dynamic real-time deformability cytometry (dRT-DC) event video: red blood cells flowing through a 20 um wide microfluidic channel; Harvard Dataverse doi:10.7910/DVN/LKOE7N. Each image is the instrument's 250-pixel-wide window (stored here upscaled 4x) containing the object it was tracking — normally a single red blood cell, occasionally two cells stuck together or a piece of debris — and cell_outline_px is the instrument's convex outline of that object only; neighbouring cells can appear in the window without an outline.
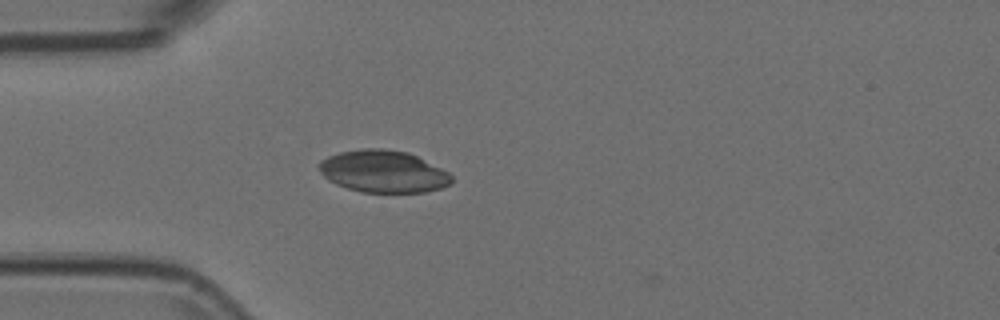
{"species": "Egyptian fruit bat (a non-hibernating species)", "species_latin": "Rousettus aegyptiacus", "temperature_condition": "room temperature", "stored_images_in_passage": 3, "camera_frame_rate_fps": 3000, "um_per_image_px": 0.085, "animal": {"sex": "female"}, "frame": {"image": 1, "passage_image": 2, "time_ms": 0.333, "image_size_px": [1000, 320], "cell_outline_px": [[452, 184], [440, 188], [424, 192], [360, 192], [336, 184], [328, 180], [320, 172], [316, 164], [320, 160], [328, 156], [340, 152], [360, 148], [384, 148], [408, 152], [448, 172], [452, 176]], "centroid_in_image_um": [32.54, 14.56], "position_along_channel_um": 52.5, "area_um2": 32.66}}